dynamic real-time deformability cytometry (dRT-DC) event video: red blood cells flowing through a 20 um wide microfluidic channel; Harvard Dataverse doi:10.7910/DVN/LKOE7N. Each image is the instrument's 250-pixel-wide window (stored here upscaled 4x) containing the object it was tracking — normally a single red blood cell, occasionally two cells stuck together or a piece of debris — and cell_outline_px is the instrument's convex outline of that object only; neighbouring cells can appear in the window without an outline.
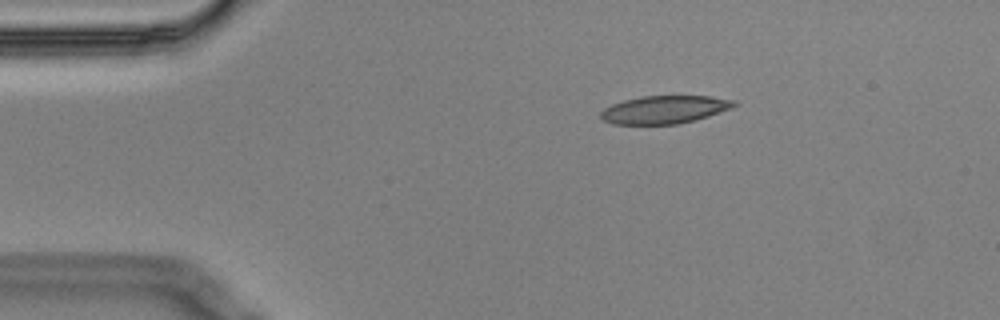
{"species": "Egyptian fruit bat (a non-hibernating species)", "species_latin": "Rousettus aegyptiacus", "temperature_condition": "cold", "stored_images_in_passage": 6, "camera_frame_rate_fps": 3000, "um_per_image_px": 0.085, "animal": {"sex": "male"}, "frame": {"image": 1, "passage_image": 1, "time_ms": 0.0, "image_size_px": [1000, 320], "cell_outline_px": [[736, 104], [732, 108], [708, 116], [676, 124], [612, 124], [604, 120], [600, 116], [600, 112], [604, 108], [612, 104], [624, 100], [640, 96], [708, 96], [732, 100]], "centroid_in_image_um": [56.43, 9.31], "position_along_channel_um": 28.6, "area_um2": 21.44}}
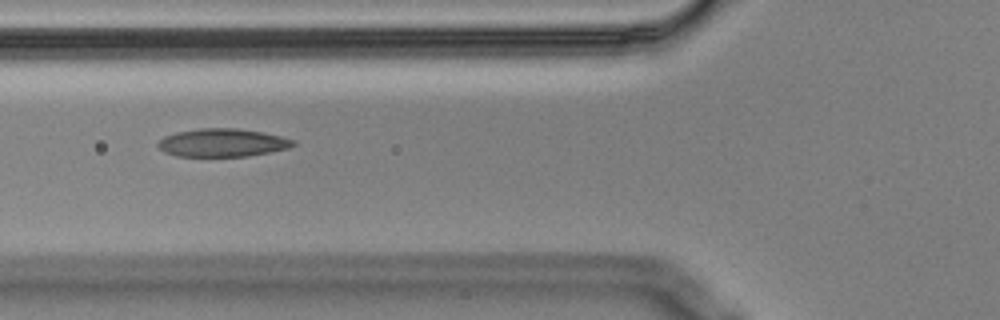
{"frame": {"image": 2, "passage_image": 4, "time_ms": 1.0, "image_size_px": [1000, 320], "cell_outline_px": [[296, 144], [288, 148], [248, 156], [176, 156], [164, 152], [156, 144], [164, 136], [176, 132], [200, 128], [236, 128], [264, 132], [296, 140]], "centroid_in_image_um": [18.9, 12.12], "position_along_channel_um": 106.9, "area_um2": 22.14}}
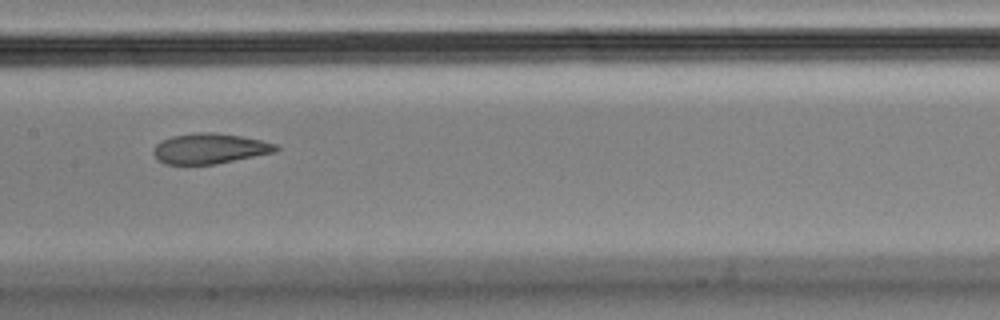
{"frame": {"image": 3, "passage_image": 6, "time_ms": 1.667, "image_size_px": [1000, 320], "cell_outline_px": [[280, 148], [276, 152], [216, 164], [164, 164], [156, 160], [152, 152], [156, 144], [160, 140], [172, 136], [200, 132], [212, 132], [240, 136], [260, 140], [276, 144]], "centroid_in_image_um": [17.8, 12.63], "position_along_channel_um": 189.6, "area_um2": 21.73}}